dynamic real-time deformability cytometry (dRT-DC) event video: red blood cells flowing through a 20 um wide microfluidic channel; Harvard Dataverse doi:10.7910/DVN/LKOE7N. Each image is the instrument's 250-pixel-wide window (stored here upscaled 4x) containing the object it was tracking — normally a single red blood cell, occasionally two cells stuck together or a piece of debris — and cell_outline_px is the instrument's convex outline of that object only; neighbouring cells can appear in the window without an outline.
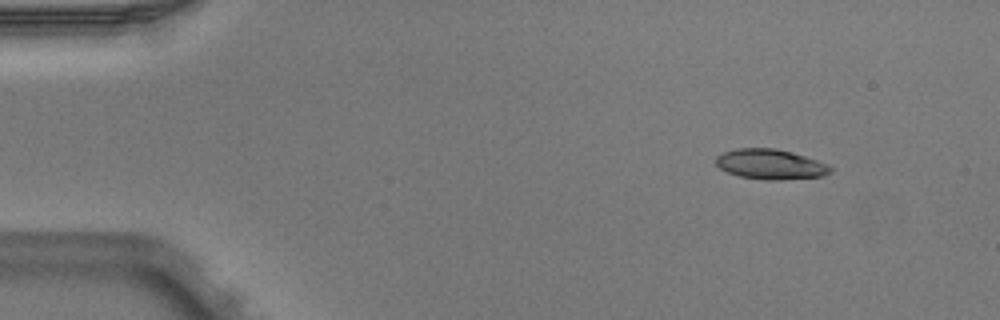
{"species": "Egyptian fruit bat (a non-hibernating species)", "species_latin": "Rousettus aegyptiacus", "temperature_condition": "warm", "stored_images_in_passage": 5, "camera_frame_rate_fps": 3000, "um_per_image_px": 0.085, "animal": {"sex": "male"}, "frame": {"image": 1, "passage_image": 1, "time_ms": 0.0, "image_size_px": [1000, 320], "cell_outline_px": [[832, 172], [824, 176], [780, 180], [764, 180], [740, 176], [728, 172], [720, 168], [716, 164], [716, 156], [724, 152], [736, 148], [776, 148], [792, 152], [828, 164], [832, 168]], "centroid_in_image_um": [65.5, 13.96], "position_along_channel_um": 19.5, "area_um2": 20.11}}
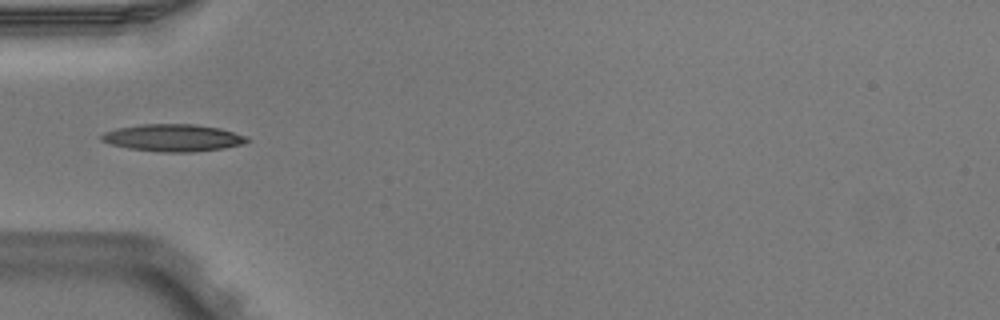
{"frame": {"image": 2, "passage_image": 4, "time_ms": 1.0, "image_size_px": [1000, 320], "cell_outline_px": [[252, 140], [240, 144], [224, 148], [192, 152], [160, 152], [128, 148], [112, 144], [100, 140], [100, 136], [104, 132], [116, 128], [140, 124], [196, 124], [220, 128], [248, 136]], "centroid_in_image_um": [14.72, 11.7], "position_along_channel_um": 70.3, "area_um2": 23.18}}
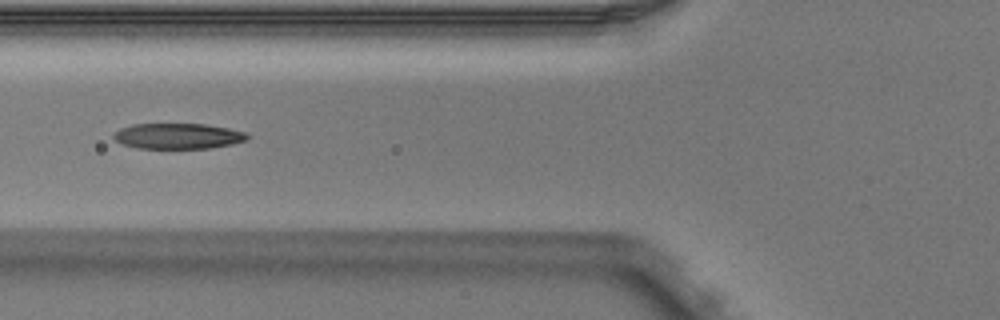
{"frame": {"image": 3, "passage_image": 5, "time_ms": 1.333, "image_size_px": [1000, 320], "cell_outline_px": [[248, 140], [232, 144], [208, 148], [136, 148], [124, 144], [116, 140], [112, 136], [120, 128], [132, 124], [204, 124], [228, 128], [244, 132], [248, 136]], "centroid_in_image_um": [15.12, 11.56], "position_along_channel_um": 110.7, "area_um2": 19.77}}